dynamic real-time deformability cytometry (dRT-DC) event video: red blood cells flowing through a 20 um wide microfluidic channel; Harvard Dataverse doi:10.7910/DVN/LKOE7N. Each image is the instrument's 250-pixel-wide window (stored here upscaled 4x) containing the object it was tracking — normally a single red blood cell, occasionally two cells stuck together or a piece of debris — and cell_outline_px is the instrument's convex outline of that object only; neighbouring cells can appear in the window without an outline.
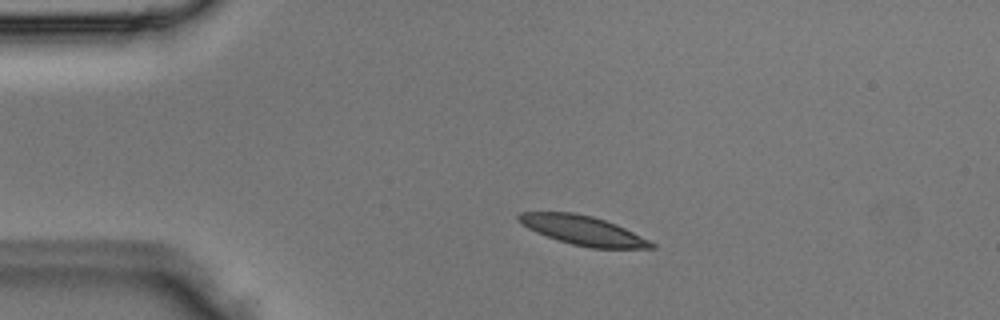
{"species": "Egyptian fruit bat (a non-hibernating species)", "species_latin": "Rousettus aegyptiacus", "temperature_condition": "room temperature", "stored_images_in_passage": 3, "camera_frame_rate_fps": 3000, "um_per_image_px": 0.085, "animal": {"sex": "male"}, "frame": {"image": 1, "passage_image": 1, "time_ms": 0.0, "image_size_px": [1000, 320], "cell_outline_px": [[656, 248], [592, 248], [572, 244], [536, 232], [520, 224], [516, 220], [516, 216], [520, 212], [572, 212], [592, 216], [616, 224], [656, 244]], "centroid_in_image_um": [49.51, 19.57], "position_along_channel_um": 35.5, "area_um2": 22.37}}